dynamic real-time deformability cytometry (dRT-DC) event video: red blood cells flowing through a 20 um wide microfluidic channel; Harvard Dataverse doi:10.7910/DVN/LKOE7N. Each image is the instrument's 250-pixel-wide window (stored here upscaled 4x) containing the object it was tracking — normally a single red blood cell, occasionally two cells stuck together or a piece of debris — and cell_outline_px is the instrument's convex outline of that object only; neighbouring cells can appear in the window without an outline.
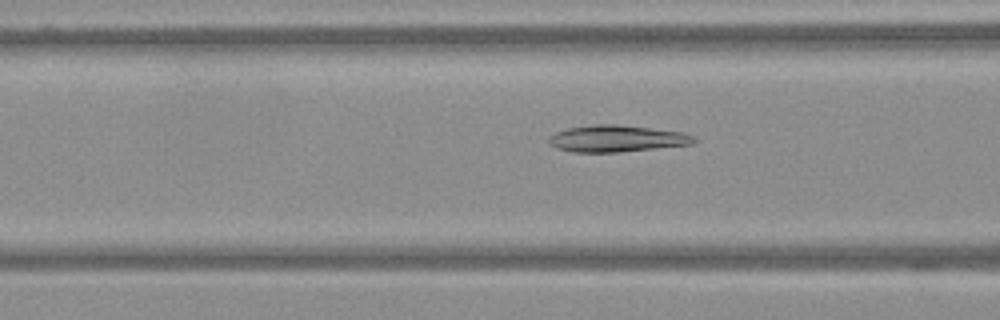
{"species": "Egyptian fruit bat (a non-hibernating species)", "species_latin": "Rousettus aegyptiacus", "temperature_condition": "warm", "stored_images_in_passage": 62, "camera_frame_rate_fps": 3000, "um_per_image_px": 0.085, "frame": {"image": 1, "passage_image": 25, "time_ms": 8.0, "image_size_px": [1000, 320], "cell_outline_px": [[696, 140], [692, 144], [620, 152], [572, 152], [556, 148], [548, 144], [548, 136], [556, 132], [568, 128], [592, 124], [616, 124], [684, 132], [696, 136]], "centroid_in_image_um": [52.4, 11.78], "position_along_channel_um": 114.2, "area_um2": 22.72}}
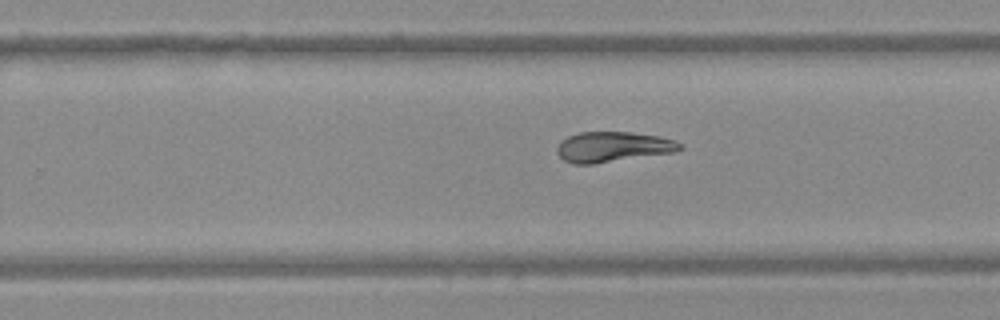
{"frame": {"image": 2, "passage_image": 40, "time_ms": 13.0, "image_size_px": [1000, 320], "cell_outline_px": [[684, 148], [676, 152], [592, 164], [572, 164], [564, 160], [556, 152], [556, 148], [560, 140], [568, 136], [580, 132], [632, 132], [660, 136], [676, 140], [684, 144]], "centroid_in_image_um": [52.13, 12.48], "position_along_channel_um": 277.7, "area_um2": 22.02}}
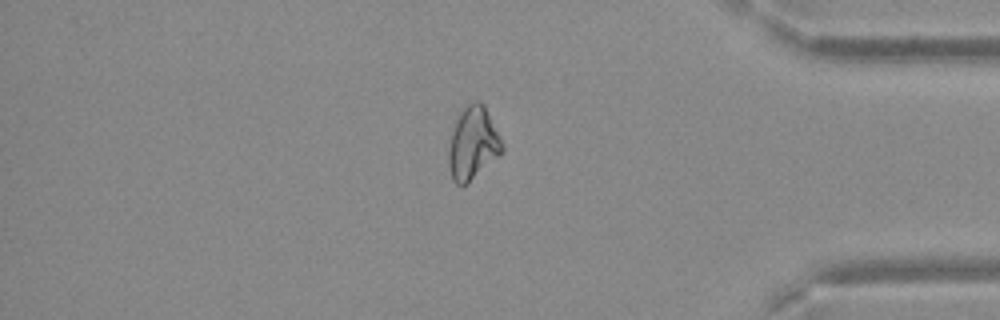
{"frame": {"image": 3, "passage_image": 53, "time_ms": 17.333, "image_size_px": [1000, 320], "cell_outline_px": [[504, 152], [468, 184], [456, 184], [452, 180], [448, 164], [448, 152], [452, 132], [456, 116], [472, 100], [480, 100], [484, 104], [500, 136], [504, 148]], "centroid_in_image_um": [40.2, 12.19], "position_along_channel_um": 395.0, "area_um2": 23.0}}